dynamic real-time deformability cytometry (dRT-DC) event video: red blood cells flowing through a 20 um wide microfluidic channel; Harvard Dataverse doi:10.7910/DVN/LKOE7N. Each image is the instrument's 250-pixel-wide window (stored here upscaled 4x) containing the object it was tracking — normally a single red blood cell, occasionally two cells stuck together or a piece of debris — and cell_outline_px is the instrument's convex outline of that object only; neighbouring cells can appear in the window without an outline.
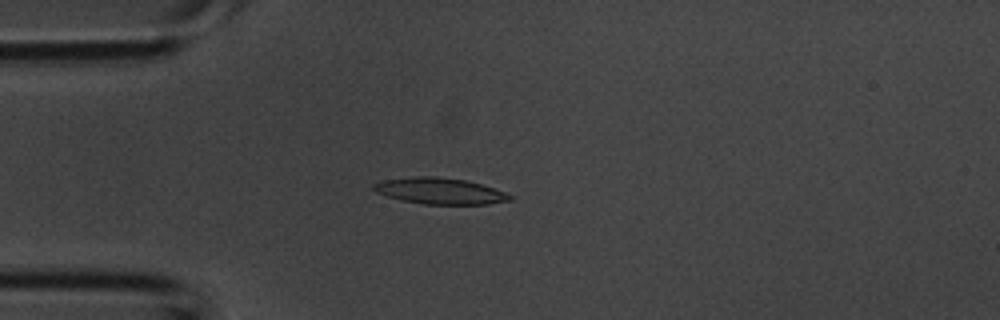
{"species": "common noctule bat (a hibernating species)", "species_latin": "Nyctalus noctula", "temperature_condition": "room temperature", "stored_images_in_passage": 36, "camera_frame_rate_fps": 3000, "um_per_image_px": 0.085, "animal": {"sex": "male", "body_mass_g": 20.1, "forearm_length_mm": 53.5}, "frame": {"image": 1, "passage_image": 8, "time_ms": 2.333, "image_size_px": [1000, 320], "cell_outline_px": [[512, 200], [488, 204], [424, 204], [400, 200], [376, 192], [372, 188], [372, 184], [384, 180], [416, 176], [436, 176], [464, 180], [480, 184], [504, 192], [512, 196]], "centroid_in_image_um": [37.36, 16.23], "position_along_channel_um": 47.6, "area_um2": 20.63}}
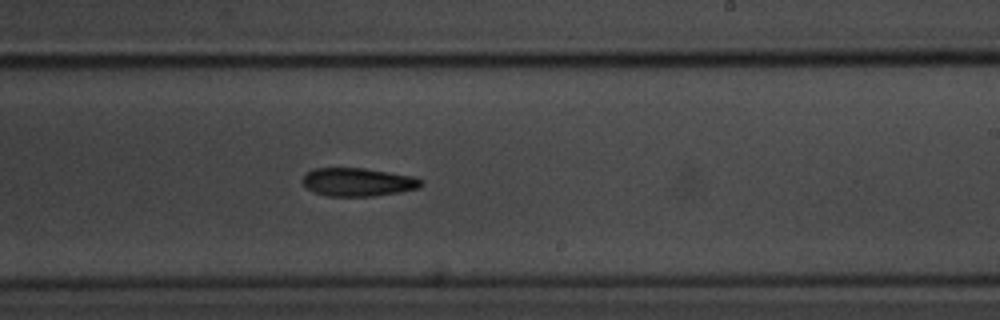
{"frame": {"image": 2, "passage_image": 21, "time_ms": 6.667, "image_size_px": [1000, 320], "cell_outline_px": [[424, 184], [420, 188], [400, 192], [372, 196], [328, 196], [312, 192], [304, 184], [304, 176], [312, 168], [364, 168], [412, 176], [424, 180]], "centroid_in_image_um": [30.46, 15.48], "position_along_channel_um": 258.5, "area_um2": 19.54}}
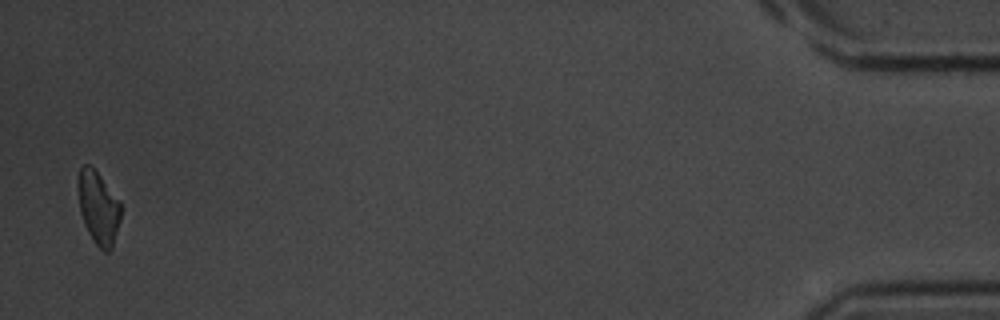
{"frame": {"image": 3, "passage_image": 36, "time_ms": 11.667, "image_size_px": [1000, 320], "cell_outline_px": [[120, 220], [112, 248], [108, 252], [104, 252], [96, 244], [88, 232], [84, 224], [80, 212], [76, 184], [80, 168], [84, 164], [88, 164], [100, 176], [120, 200]], "centroid_in_image_um": [8.34, 17.65], "position_along_channel_um": 426.9, "area_um2": 18.21}}